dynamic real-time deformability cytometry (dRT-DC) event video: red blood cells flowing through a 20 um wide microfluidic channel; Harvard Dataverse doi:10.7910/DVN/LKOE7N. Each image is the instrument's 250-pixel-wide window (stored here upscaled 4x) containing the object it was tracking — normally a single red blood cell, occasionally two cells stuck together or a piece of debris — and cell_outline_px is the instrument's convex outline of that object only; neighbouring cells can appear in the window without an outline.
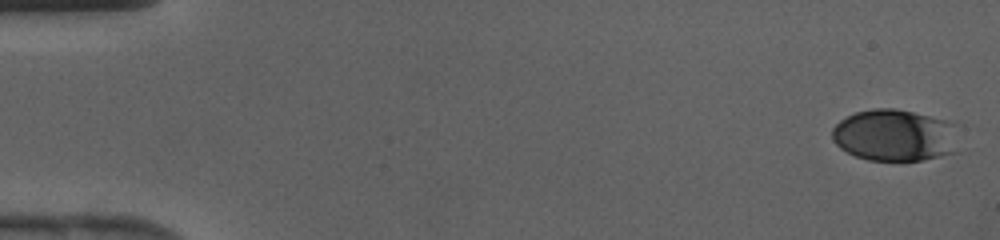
{"species": "human", "species_latin": "Homo sapiens", "temperature_condition": "cold", "stored_images_in_passage": 43, "camera_frame_rate_fps": 3000, "um_per_image_px": 0.085, "donor": {"sex": "female"}, "frame": {"image": 1, "passage_image": 1, "time_ms": 0.0, "image_size_px": [1000, 240], "cell_outline_px": [[960, 124], [956, 152], [940, 156], [920, 160], [868, 160], [856, 156], [840, 148], [832, 140], [832, 128], [840, 120], [856, 112], [872, 108], [896, 108], [956, 120]], "centroid_in_image_um": [76.16, 11.46], "position_along_channel_um": 8.8, "area_um2": 39.36}}
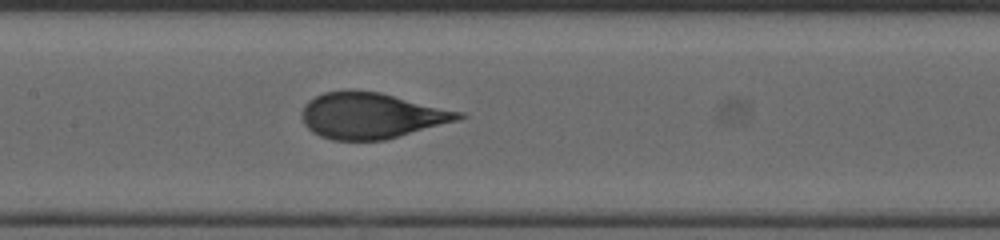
{"frame": {"image": 2, "passage_image": 21, "time_ms": 6.667, "image_size_px": [1000, 240], "cell_outline_px": [[468, 116], [460, 120], [384, 140], [332, 140], [320, 136], [312, 132], [304, 124], [300, 112], [304, 104], [308, 100], [324, 92], [348, 88], [352, 88], [380, 92], [464, 112]], "centroid_in_image_um": [31.56, 9.8], "position_along_channel_um": 175.8, "area_um2": 42.6}}
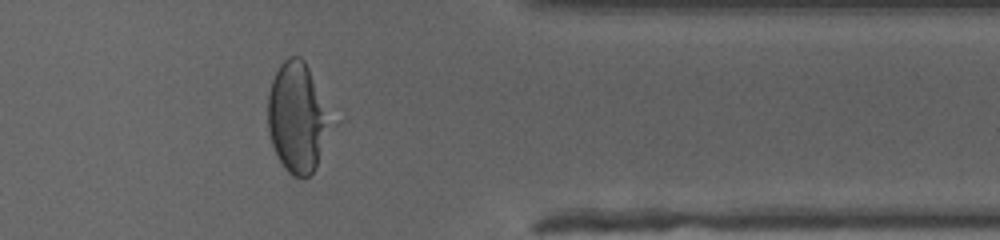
{"frame": {"image": 3, "passage_image": 35, "time_ms": 11.333, "image_size_px": [1000, 240], "cell_outline_px": [[328, 124], [316, 164], [312, 172], [308, 176], [292, 176], [284, 168], [272, 144], [268, 128], [268, 92], [272, 80], [280, 64], [288, 56], [300, 56], [304, 60], [308, 68]], "centroid_in_image_um": [25.14, 9.98], "position_along_channel_um": 386.3, "area_um2": 37.74}}